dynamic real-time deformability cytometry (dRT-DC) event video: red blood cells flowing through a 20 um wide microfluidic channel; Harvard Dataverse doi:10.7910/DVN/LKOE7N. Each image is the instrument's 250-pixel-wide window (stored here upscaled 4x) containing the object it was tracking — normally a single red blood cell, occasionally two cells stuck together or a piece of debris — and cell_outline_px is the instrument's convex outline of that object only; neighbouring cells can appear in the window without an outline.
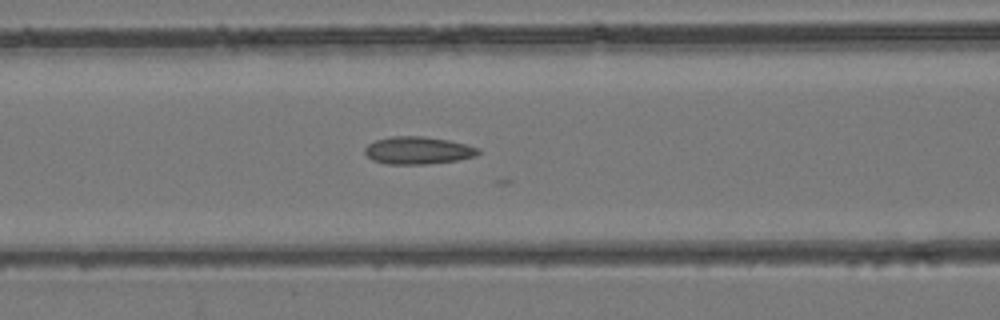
{"species": "common noctule bat (a hibernating species)", "species_latin": "Nyctalus noctula", "temperature_condition": "room temperature", "stored_images_in_passage": 29, "camera_frame_rate_fps": 3000, "um_per_image_px": 0.085, "animal": {"sex": "female", "body_mass_g": 24.6, "forearm_length_mm": 56.2}, "frame": {"image": 1, "passage_image": 19, "time_ms": 6.0, "image_size_px": [1000, 320], "cell_outline_px": [[480, 152], [476, 156], [456, 160], [428, 164], [388, 164], [372, 160], [364, 152], [364, 148], [368, 144], [376, 140], [392, 136], [424, 136], [448, 140], [480, 148]], "centroid_in_image_um": [35.52, 12.78], "position_along_channel_um": 131.1, "area_um2": 18.15}}
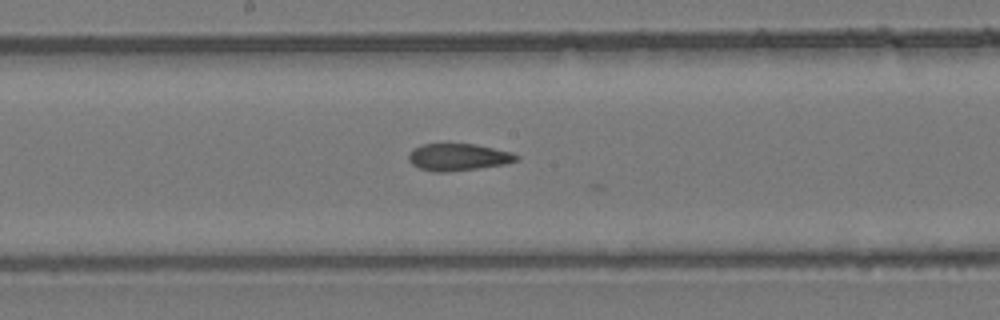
{"frame": {"image": 2, "passage_image": 24, "time_ms": 7.667, "image_size_px": [1000, 320], "cell_outline_px": [[520, 156], [516, 160], [504, 164], [476, 168], [444, 172], [436, 172], [420, 168], [412, 164], [408, 160], [408, 152], [412, 148], [420, 144], [476, 144], [512, 152]], "centroid_in_image_um": [38.9, 13.34], "position_along_channel_um": 209.3, "area_um2": 16.94}}
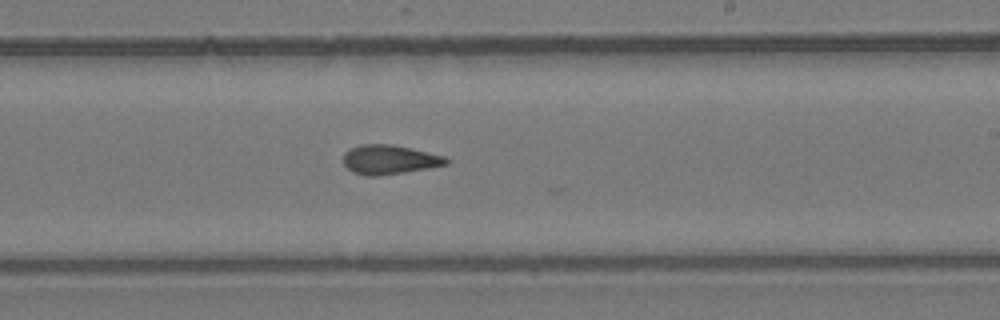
{"frame": {"image": 3, "passage_image": 27, "time_ms": 8.667, "image_size_px": [1000, 320], "cell_outline_px": [[452, 160], [448, 164], [428, 168], [404, 172], [376, 176], [364, 176], [352, 172], [344, 164], [344, 152], [348, 148], [360, 144], [392, 144], [444, 156]], "centroid_in_image_um": [33.08, 13.56], "position_along_channel_um": 255.9, "area_um2": 17.63}}